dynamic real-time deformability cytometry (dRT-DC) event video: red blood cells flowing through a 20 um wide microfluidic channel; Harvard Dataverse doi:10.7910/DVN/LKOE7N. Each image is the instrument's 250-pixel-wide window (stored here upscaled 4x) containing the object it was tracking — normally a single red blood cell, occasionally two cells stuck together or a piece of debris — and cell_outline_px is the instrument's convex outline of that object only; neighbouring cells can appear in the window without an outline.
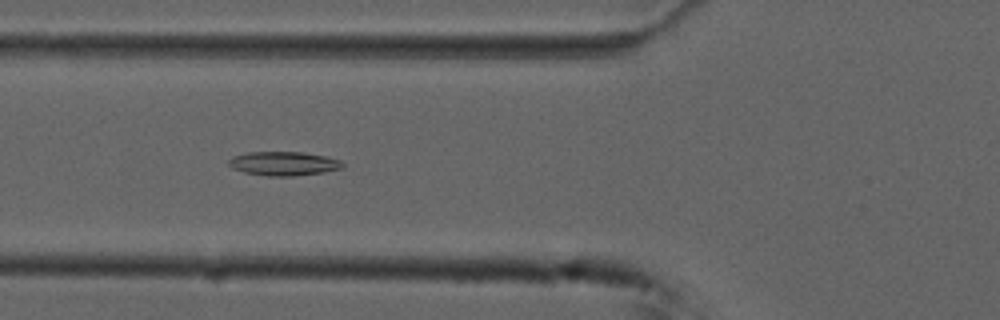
{"species": "common noctule bat (a hibernating species)", "species_latin": "Nyctalus noctula", "temperature_condition": "cold", "stored_images_in_passage": 39, "camera_frame_rate_fps": 3000, "um_per_image_px": 0.085, "animal": {"sex": "male", "forearm_length_mm": 52.5}, "frame": {"image": 1, "passage_image": 5, "time_ms": 1.333, "image_size_px": [1000, 320], "cell_outline_px": [[344, 168], [324, 172], [292, 176], [268, 176], [244, 172], [232, 168], [228, 164], [228, 160], [232, 156], [248, 152], [300, 152], [324, 156], [340, 160], [344, 164]], "centroid_in_image_um": [24.1, 13.9], "position_along_channel_um": 101.7, "area_um2": 15.9}}
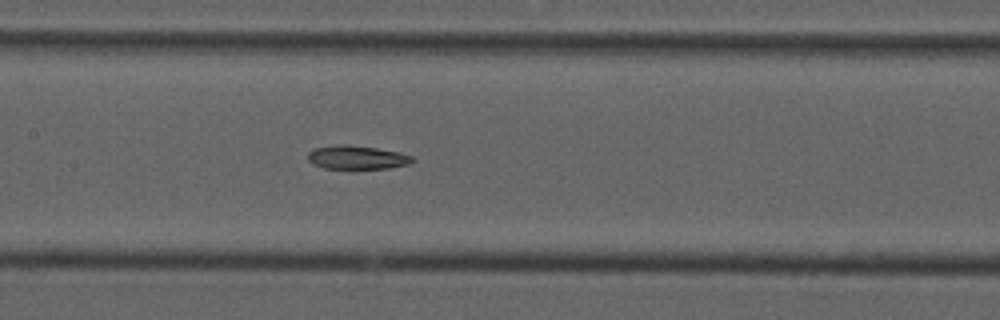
{"frame": {"image": 2, "passage_image": 11, "time_ms": 3.333, "image_size_px": [1000, 320], "cell_outline_px": [[416, 160], [408, 164], [388, 168], [324, 168], [312, 164], [308, 160], [308, 152], [312, 148], [336, 144], [348, 144], [376, 148], [400, 152], [412, 156]], "centroid_in_image_um": [30.31, 13.36], "position_along_channel_um": 177.1, "area_um2": 14.51}}
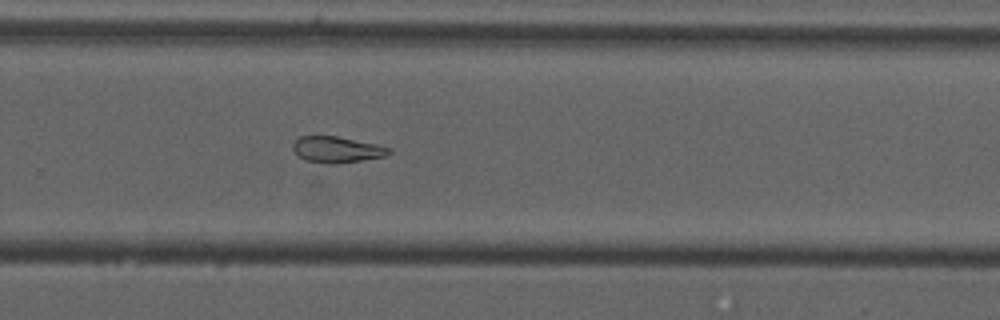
{"frame": {"image": 3, "passage_image": 21, "time_ms": 6.667, "image_size_px": [1000, 320], "cell_outline_px": [[392, 152], [384, 156], [364, 160], [336, 164], [328, 164], [304, 160], [296, 156], [292, 148], [292, 144], [300, 136], [336, 136], [376, 144], [392, 148]], "centroid_in_image_um": [28.61, 12.72], "position_along_channel_um": 301.2, "area_um2": 14.8}, "authors_computed_cell_mechanics": {"area_um2": 15.2592, "velocity_mm_per_s": 3.7405, "shape_relaxation_time_tau1_ms": null, "shape_relaxation_time_tau2_ms": 4.0087, "deformation_change_tau1": null, "deformation_change_tau2": 0.1193}}